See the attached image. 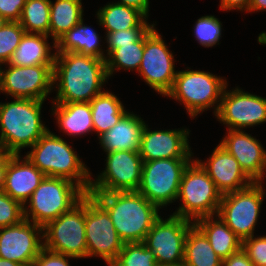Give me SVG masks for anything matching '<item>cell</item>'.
I'll return each instance as SVG.
<instances>
[{
	"label": "cell",
	"instance_id": "6da1fadb",
	"mask_svg": "<svg viewBox=\"0 0 266 266\" xmlns=\"http://www.w3.org/2000/svg\"><path fill=\"white\" fill-rule=\"evenodd\" d=\"M109 78L106 60L73 52H55L52 103L90 102Z\"/></svg>",
	"mask_w": 266,
	"mask_h": 266
},
{
	"label": "cell",
	"instance_id": "7a4b0ae2",
	"mask_svg": "<svg viewBox=\"0 0 266 266\" xmlns=\"http://www.w3.org/2000/svg\"><path fill=\"white\" fill-rule=\"evenodd\" d=\"M109 214L124 243L143 242L160 209L137 191L88 192Z\"/></svg>",
	"mask_w": 266,
	"mask_h": 266
},
{
	"label": "cell",
	"instance_id": "3957f363",
	"mask_svg": "<svg viewBox=\"0 0 266 266\" xmlns=\"http://www.w3.org/2000/svg\"><path fill=\"white\" fill-rule=\"evenodd\" d=\"M45 101L14 98L0 102V149L21 154V149L32 147L48 130L42 118Z\"/></svg>",
	"mask_w": 266,
	"mask_h": 266
},
{
	"label": "cell",
	"instance_id": "277c9868",
	"mask_svg": "<svg viewBox=\"0 0 266 266\" xmlns=\"http://www.w3.org/2000/svg\"><path fill=\"white\" fill-rule=\"evenodd\" d=\"M30 149L25 156L46 177L68 179L88 193L92 173L65 139L48 130Z\"/></svg>",
	"mask_w": 266,
	"mask_h": 266
},
{
	"label": "cell",
	"instance_id": "5b68a950",
	"mask_svg": "<svg viewBox=\"0 0 266 266\" xmlns=\"http://www.w3.org/2000/svg\"><path fill=\"white\" fill-rule=\"evenodd\" d=\"M190 69L177 71L173 87L166 96L183 104L190 118H197L198 114L210 108L214 109L215 116L228 84L227 79L204 70Z\"/></svg>",
	"mask_w": 266,
	"mask_h": 266
},
{
	"label": "cell",
	"instance_id": "8992f818",
	"mask_svg": "<svg viewBox=\"0 0 266 266\" xmlns=\"http://www.w3.org/2000/svg\"><path fill=\"white\" fill-rule=\"evenodd\" d=\"M179 207L172 215L196 220L218 213L222 193L201 165L193 159L183 172L177 201Z\"/></svg>",
	"mask_w": 266,
	"mask_h": 266
},
{
	"label": "cell",
	"instance_id": "52a82bcc",
	"mask_svg": "<svg viewBox=\"0 0 266 266\" xmlns=\"http://www.w3.org/2000/svg\"><path fill=\"white\" fill-rule=\"evenodd\" d=\"M85 194L68 179L45 176L23 206L24 219L44 227L68 212Z\"/></svg>",
	"mask_w": 266,
	"mask_h": 266
},
{
	"label": "cell",
	"instance_id": "ba28073f",
	"mask_svg": "<svg viewBox=\"0 0 266 266\" xmlns=\"http://www.w3.org/2000/svg\"><path fill=\"white\" fill-rule=\"evenodd\" d=\"M193 159H157L143 162L137 192L159 209L176 202L183 172Z\"/></svg>",
	"mask_w": 266,
	"mask_h": 266
},
{
	"label": "cell",
	"instance_id": "9c48e42d",
	"mask_svg": "<svg viewBox=\"0 0 266 266\" xmlns=\"http://www.w3.org/2000/svg\"><path fill=\"white\" fill-rule=\"evenodd\" d=\"M43 247L78 260L87 258L85 195L68 212L43 227Z\"/></svg>",
	"mask_w": 266,
	"mask_h": 266
},
{
	"label": "cell",
	"instance_id": "30bf717a",
	"mask_svg": "<svg viewBox=\"0 0 266 266\" xmlns=\"http://www.w3.org/2000/svg\"><path fill=\"white\" fill-rule=\"evenodd\" d=\"M263 182L222 195L217 215L241 239L252 237L266 192Z\"/></svg>",
	"mask_w": 266,
	"mask_h": 266
},
{
	"label": "cell",
	"instance_id": "8fae6325",
	"mask_svg": "<svg viewBox=\"0 0 266 266\" xmlns=\"http://www.w3.org/2000/svg\"><path fill=\"white\" fill-rule=\"evenodd\" d=\"M154 24L145 33L144 52L138 70V76L158 94L166 97L172 89L177 74L175 57L169 50L163 35Z\"/></svg>",
	"mask_w": 266,
	"mask_h": 266
},
{
	"label": "cell",
	"instance_id": "7c38bea8",
	"mask_svg": "<svg viewBox=\"0 0 266 266\" xmlns=\"http://www.w3.org/2000/svg\"><path fill=\"white\" fill-rule=\"evenodd\" d=\"M85 237L87 258L100 257L108 266L124 245L108 212L88 193L85 194Z\"/></svg>",
	"mask_w": 266,
	"mask_h": 266
},
{
	"label": "cell",
	"instance_id": "4fadbf2b",
	"mask_svg": "<svg viewBox=\"0 0 266 266\" xmlns=\"http://www.w3.org/2000/svg\"><path fill=\"white\" fill-rule=\"evenodd\" d=\"M105 154V168L95 179L91 177L88 192L137 191L143 166L139 151H113Z\"/></svg>",
	"mask_w": 266,
	"mask_h": 266
},
{
	"label": "cell",
	"instance_id": "5bb4252c",
	"mask_svg": "<svg viewBox=\"0 0 266 266\" xmlns=\"http://www.w3.org/2000/svg\"><path fill=\"white\" fill-rule=\"evenodd\" d=\"M168 216L167 219L160 216L154 222L143 243L154 253L157 264H183L186 236L194 222Z\"/></svg>",
	"mask_w": 266,
	"mask_h": 266
},
{
	"label": "cell",
	"instance_id": "9a60e30c",
	"mask_svg": "<svg viewBox=\"0 0 266 266\" xmlns=\"http://www.w3.org/2000/svg\"><path fill=\"white\" fill-rule=\"evenodd\" d=\"M226 85L215 118L228 130H245L266 123V97Z\"/></svg>",
	"mask_w": 266,
	"mask_h": 266
},
{
	"label": "cell",
	"instance_id": "2e32d148",
	"mask_svg": "<svg viewBox=\"0 0 266 266\" xmlns=\"http://www.w3.org/2000/svg\"><path fill=\"white\" fill-rule=\"evenodd\" d=\"M5 66L1 92L11 99L46 101L53 92V65Z\"/></svg>",
	"mask_w": 266,
	"mask_h": 266
},
{
	"label": "cell",
	"instance_id": "e0dca14e",
	"mask_svg": "<svg viewBox=\"0 0 266 266\" xmlns=\"http://www.w3.org/2000/svg\"><path fill=\"white\" fill-rule=\"evenodd\" d=\"M43 248V227L26 219L0 228V258L30 266Z\"/></svg>",
	"mask_w": 266,
	"mask_h": 266
},
{
	"label": "cell",
	"instance_id": "ac0fdd59",
	"mask_svg": "<svg viewBox=\"0 0 266 266\" xmlns=\"http://www.w3.org/2000/svg\"><path fill=\"white\" fill-rule=\"evenodd\" d=\"M143 127L139 154L143 162L157 159L194 158L189 145L190 130L185 128L151 130Z\"/></svg>",
	"mask_w": 266,
	"mask_h": 266
},
{
	"label": "cell",
	"instance_id": "d6986e66",
	"mask_svg": "<svg viewBox=\"0 0 266 266\" xmlns=\"http://www.w3.org/2000/svg\"><path fill=\"white\" fill-rule=\"evenodd\" d=\"M220 145L239 163L253 182H263L266 177V149L259 139L245 130H228Z\"/></svg>",
	"mask_w": 266,
	"mask_h": 266
},
{
	"label": "cell",
	"instance_id": "ffe728a7",
	"mask_svg": "<svg viewBox=\"0 0 266 266\" xmlns=\"http://www.w3.org/2000/svg\"><path fill=\"white\" fill-rule=\"evenodd\" d=\"M195 160L214 181L217 189L223 194L247 188L253 181L239 166L238 161L218 144L206 160Z\"/></svg>",
	"mask_w": 266,
	"mask_h": 266
},
{
	"label": "cell",
	"instance_id": "44dd1931",
	"mask_svg": "<svg viewBox=\"0 0 266 266\" xmlns=\"http://www.w3.org/2000/svg\"><path fill=\"white\" fill-rule=\"evenodd\" d=\"M45 175L21 154H12L5 169L2 191L23 206L31 198Z\"/></svg>",
	"mask_w": 266,
	"mask_h": 266
},
{
	"label": "cell",
	"instance_id": "7402d4cb",
	"mask_svg": "<svg viewBox=\"0 0 266 266\" xmlns=\"http://www.w3.org/2000/svg\"><path fill=\"white\" fill-rule=\"evenodd\" d=\"M145 124L141 116L128 111L115 126L98 138L99 144L105 153L139 151Z\"/></svg>",
	"mask_w": 266,
	"mask_h": 266
},
{
	"label": "cell",
	"instance_id": "603a6c76",
	"mask_svg": "<svg viewBox=\"0 0 266 266\" xmlns=\"http://www.w3.org/2000/svg\"><path fill=\"white\" fill-rule=\"evenodd\" d=\"M51 115L56 116L59 130L70 137H81L94 132L89 102L52 103Z\"/></svg>",
	"mask_w": 266,
	"mask_h": 266
},
{
	"label": "cell",
	"instance_id": "cb8c5ba5",
	"mask_svg": "<svg viewBox=\"0 0 266 266\" xmlns=\"http://www.w3.org/2000/svg\"><path fill=\"white\" fill-rule=\"evenodd\" d=\"M103 37L84 24V19L62 35L56 42L55 52H73L106 60V50L102 49ZM102 41V43H100Z\"/></svg>",
	"mask_w": 266,
	"mask_h": 266
},
{
	"label": "cell",
	"instance_id": "d4e9b609",
	"mask_svg": "<svg viewBox=\"0 0 266 266\" xmlns=\"http://www.w3.org/2000/svg\"><path fill=\"white\" fill-rule=\"evenodd\" d=\"M49 38L45 34L25 32L8 63L16 66L53 65L55 51L51 50L56 45H50Z\"/></svg>",
	"mask_w": 266,
	"mask_h": 266
},
{
	"label": "cell",
	"instance_id": "484cf974",
	"mask_svg": "<svg viewBox=\"0 0 266 266\" xmlns=\"http://www.w3.org/2000/svg\"><path fill=\"white\" fill-rule=\"evenodd\" d=\"M98 25L105 32H116L132 28H151L154 23L139 10L111 1L96 12Z\"/></svg>",
	"mask_w": 266,
	"mask_h": 266
},
{
	"label": "cell",
	"instance_id": "4316f807",
	"mask_svg": "<svg viewBox=\"0 0 266 266\" xmlns=\"http://www.w3.org/2000/svg\"><path fill=\"white\" fill-rule=\"evenodd\" d=\"M194 224L204 233L222 260L241 249L242 240L218 215L200 218Z\"/></svg>",
	"mask_w": 266,
	"mask_h": 266
},
{
	"label": "cell",
	"instance_id": "83f0119b",
	"mask_svg": "<svg viewBox=\"0 0 266 266\" xmlns=\"http://www.w3.org/2000/svg\"><path fill=\"white\" fill-rule=\"evenodd\" d=\"M89 103L94 132L98 138L115 126L128 112L121 100L110 90H104Z\"/></svg>",
	"mask_w": 266,
	"mask_h": 266
},
{
	"label": "cell",
	"instance_id": "f1b7e54d",
	"mask_svg": "<svg viewBox=\"0 0 266 266\" xmlns=\"http://www.w3.org/2000/svg\"><path fill=\"white\" fill-rule=\"evenodd\" d=\"M82 0H50L49 37L55 43L84 18Z\"/></svg>",
	"mask_w": 266,
	"mask_h": 266
},
{
	"label": "cell",
	"instance_id": "f546056e",
	"mask_svg": "<svg viewBox=\"0 0 266 266\" xmlns=\"http://www.w3.org/2000/svg\"><path fill=\"white\" fill-rule=\"evenodd\" d=\"M222 259L215 253L204 233L193 224L185 240L184 266H221Z\"/></svg>",
	"mask_w": 266,
	"mask_h": 266
},
{
	"label": "cell",
	"instance_id": "4dcf8cb0",
	"mask_svg": "<svg viewBox=\"0 0 266 266\" xmlns=\"http://www.w3.org/2000/svg\"><path fill=\"white\" fill-rule=\"evenodd\" d=\"M145 34L132 44L119 45L106 58V72L110 79L114 71L128 70L137 73L144 52Z\"/></svg>",
	"mask_w": 266,
	"mask_h": 266
},
{
	"label": "cell",
	"instance_id": "1f68e13d",
	"mask_svg": "<svg viewBox=\"0 0 266 266\" xmlns=\"http://www.w3.org/2000/svg\"><path fill=\"white\" fill-rule=\"evenodd\" d=\"M19 23L26 33L49 36L50 0H26Z\"/></svg>",
	"mask_w": 266,
	"mask_h": 266
},
{
	"label": "cell",
	"instance_id": "d6a6232c",
	"mask_svg": "<svg viewBox=\"0 0 266 266\" xmlns=\"http://www.w3.org/2000/svg\"><path fill=\"white\" fill-rule=\"evenodd\" d=\"M154 253L143 242L124 243L110 266H156Z\"/></svg>",
	"mask_w": 266,
	"mask_h": 266
},
{
	"label": "cell",
	"instance_id": "836d02e7",
	"mask_svg": "<svg viewBox=\"0 0 266 266\" xmlns=\"http://www.w3.org/2000/svg\"><path fill=\"white\" fill-rule=\"evenodd\" d=\"M222 22L214 15H205L197 19L194 24L193 35L203 47L219 45L222 35Z\"/></svg>",
	"mask_w": 266,
	"mask_h": 266
},
{
	"label": "cell",
	"instance_id": "e575fe53",
	"mask_svg": "<svg viewBox=\"0 0 266 266\" xmlns=\"http://www.w3.org/2000/svg\"><path fill=\"white\" fill-rule=\"evenodd\" d=\"M24 34L19 21H8L0 28V62L6 64L10 61Z\"/></svg>",
	"mask_w": 266,
	"mask_h": 266
},
{
	"label": "cell",
	"instance_id": "d590c367",
	"mask_svg": "<svg viewBox=\"0 0 266 266\" xmlns=\"http://www.w3.org/2000/svg\"><path fill=\"white\" fill-rule=\"evenodd\" d=\"M24 220L23 205L0 191V228L19 224Z\"/></svg>",
	"mask_w": 266,
	"mask_h": 266
},
{
	"label": "cell",
	"instance_id": "8d00e7d4",
	"mask_svg": "<svg viewBox=\"0 0 266 266\" xmlns=\"http://www.w3.org/2000/svg\"><path fill=\"white\" fill-rule=\"evenodd\" d=\"M150 28H132L127 30H119L116 32H104L106 46V58L116 49L119 45L132 44L137 42Z\"/></svg>",
	"mask_w": 266,
	"mask_h": 266
},
{
	"label": "cell",
	"instance_id": "74e56055",
	"mask_svg": "<svg viewBox=\"0 0 266 266\" xmlns=\"http://www.w3.org/2000/svg\"><path fill=\"white\" fill-rule=\"evenodd\" d=\"M241 248L255 266H266V235L242 240Z\"/></svg>",
	"mask_w": 266,
	"mask_h": 266
},
{
	"label": "cell",
	"instance_id": "f35d334b",
	"mask_svg": "<svg viewBox=\"0 0 266 266\" xmlns=\"http://www.w3.org/2000/svg\"><path fill=\"white\" fill-rule=\"evenodd\" d=\"M70 258L76 259L68 255L50 251L43 247L30 266H71L69 262Z\"/></svg>",
	"mask_w": 266,
	"mask_h": 266
},
{
	"label": "cell",
	"instance_id": "ab89813d",
	"mask_svg": "<svg viewBox=\"0 0 266 266\" xmlns=\"http://www.w3.org/2000/svg\"><path fill=\"white\" fill-rule=\"evenodd\" d=\"M26 0H0V15L7 21H19Z\"/></svg>",
	"mask_w": 266,
	"mask_h": 266
},
{
	"label": "cell",
	"instance_id": "60d3db41",
	"mask_svg": "<svg viewBox=\"0 0 266 266\" xmlns=\"http://www.w3.org/2000/svg\"><path fill=\"white\" fill-rule=\"evenodd\" d=\"M221 266H255L247 254L241 248L234 254H231L228 258L222 260Z\"/></svg>",
	"mask_w": 266,
	"mask_h": 266
},
{
	"label": "cell",
	"instance_id": "b9f144b4",
	"mask_svg": "<svg viewBox=\"0 0 266 266\" xmlns=\"http://www.w3.org/2000/svg\"><path fill=\"white\" fill-rule=\"evenodd\" d=\"M251 0H222L220 2V9L223 11H241L247 12L249 9V4Z\"/></svg>",
	"mask_w": 266,
	"mask_h": 266
},
{
	"label": "cell",
	"instance_id": "7bdbcfd3",
	"mask_svg": "<svg viewBox=\"0 0 266 266\" xmlns=\"http://www.w3.org/2000/svg\"><path fill=\"white\" fill-rule=\"evenodd\" d=\"M118 4H122L128 7L135 8L141 11L147 18L149 17V8H150V1L149 0H118L113 1Z\"/></svg>",
	"mask_w": 266,
	"mask_h": 266
},
{
	"label": "cell",
	"instance_id": "ee69618b",
	"mask_svg": "<svg viewBox=\"0 0 266 266\" xmlns=\"http://www.w3.org/2000/svg\"><path fill=\"white\" fill-rule=\"evenodd\" d=\"M11 153L5 152L0 149V191H2L4 184L5 169L8 163V159L11 157Z\"/></svg>",
	"mask_w": 266,
	"mask_h": 266
},
{
	"label": "cell",
	"instance_id": "f6af8a7d",
	"mask_svg": "<svg viewBox=\"0 0 266 266\" xmlns=\"http://www.w3.org/2000/svg\"><path fill=\"white\" fill-rule=\"evenodd\" d=\"M266 11V0H251L248 13Z\"/></svg>",
	"mask_w": 266,
	"mask_h": 266
},
{
	"label": "cell",
	"instance_id": "bcb514c9",
	"mask_svg": "<svg viewBox=\"0 0 266 266\" xmlns=\"http://www.w3.org/2000/svg\"><path fill=\"white\" fill-rule=\"evenodd\" d=\"M0 266H22L19 263L0 258Z\"/></svg>",
	"mask_w": 266,
	"mask_h": 266
},
{
	"label": "cell",
	"instance_id": "7dc6e473",
	"mask_svg": "<svg viewBox=\"0 0 266 266\" xmlns=\"http://www.w3.org/2000/svg\"><path fill=\"white\" fill-rule=\"evenodd\" d=\"M5 64L0 62V93L2 91V83H3V70H4V66Z\"/></svg>",
	"mask_w": 266,
	"mask_h": 266
},
{
	"label": "cell",
	"instance_id": "c3c4849f",
	"mask_svg": "<svg viewBox=\"0 0 266 266\" xmlns=\"http://www.w3.org/2000/svg\"><path fill=\"white\" fill-rule=\"evenodd\" d=\"M8 21L0 15V28H2Z\"/></svg>",
	"mask_w": 266,
	"mask_h": 266
},
{
	"label": "cell",
	"instance_id": "681fc988",
	"mask_svg": "<svg viewBox=\"0 0 266 266\" xmlns=\"http://www.w3.org/2000/svg\"><path fill=\"white\" fill-rule=\"evenodd\" d=\"M156 266H184V265L183 264H176V265L156 264Z\"/></svg>",
	"mask_w": 266,
	"mask_h": 266
}]
</instances>
